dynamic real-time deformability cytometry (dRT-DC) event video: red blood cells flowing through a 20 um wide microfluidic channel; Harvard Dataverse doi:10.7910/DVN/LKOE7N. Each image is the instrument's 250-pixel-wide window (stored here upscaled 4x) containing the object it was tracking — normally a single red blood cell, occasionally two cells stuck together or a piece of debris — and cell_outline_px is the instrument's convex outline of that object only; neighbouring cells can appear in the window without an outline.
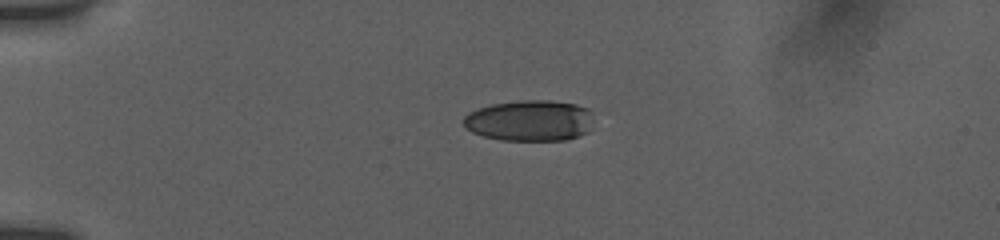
{"species": "human", "species_latin": "Homo sapiens", "temperature_condition": "room temperature", "stored_images_in_passage": 21, "camera_frame_rate_fps": 3000, "um_per_image_px": 0.085, "donor": {"sex": "female"}, "frame": {"image": 1, "passage_image": 1, "time_ms": 0.0, "image_size_px": [1000, 240], "cell_outline_px": [[596, 112], [588, 132], [564, 140], [500, 140], [484, 136], [472, 132], [464, 128], [464, 116], [468, 112], [476, 108], [492, 104], [520, 100], [548, 100], [576, 104], [588, 108]], "centroid_in_image_um": [45.05, 10.24], "position_along_channel_um": 40.0, "area_um2": 31.5}}
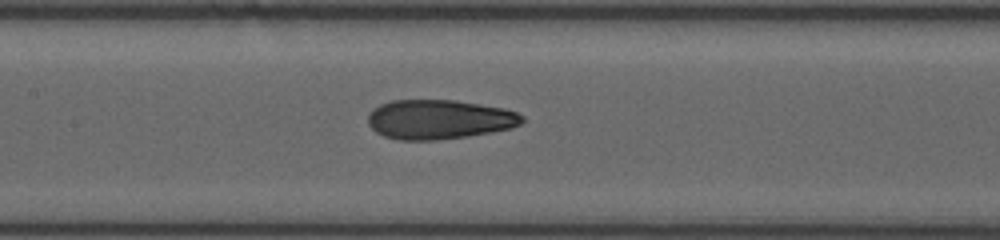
{"frame": {"image": 2, "passage_image": 15, "time_ms": 4.667, "image_size_px": [1000, 240], "cell_outline_px": [[524, 120], [520, 124], [512, 128], [492, 132], [468, 136], [436, 140], [396, 140], [384, 136], [376, 132], [368, 124], [368, 116], [372, 108], [380, 104], [392, 100], [456, 100], [504, 108], [516, 112], [524, 116]], "centroid_in_image_um": [37.32, 10.15], "position_along_channel_um": 170.1, "area_um2": 35.66}}
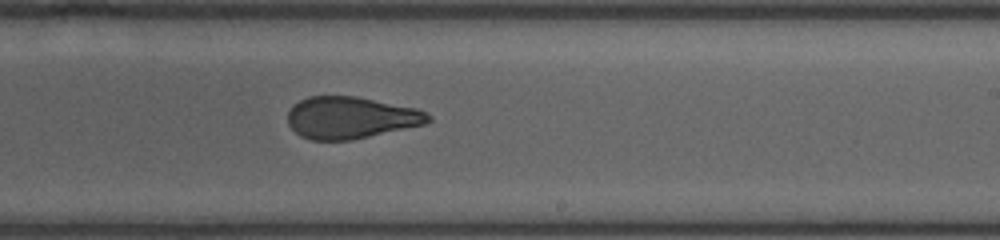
{"frame": {"image": 3, "passage_image": 21, "time_ms": 7.0, "image_size_px": [1000, 240], "cell_outline_px": [[432, 120], [424, 124], [352, 140], [312, 140], [300, 136], [288, 124], [288, 112], [292, 104], [308, 96], [356, 96], [416, 108], [432, 116]], "centroid_in_image_um": [29.78, 10.0], "position_along_channel_um": 259.2, "area_um2": 34.28}}